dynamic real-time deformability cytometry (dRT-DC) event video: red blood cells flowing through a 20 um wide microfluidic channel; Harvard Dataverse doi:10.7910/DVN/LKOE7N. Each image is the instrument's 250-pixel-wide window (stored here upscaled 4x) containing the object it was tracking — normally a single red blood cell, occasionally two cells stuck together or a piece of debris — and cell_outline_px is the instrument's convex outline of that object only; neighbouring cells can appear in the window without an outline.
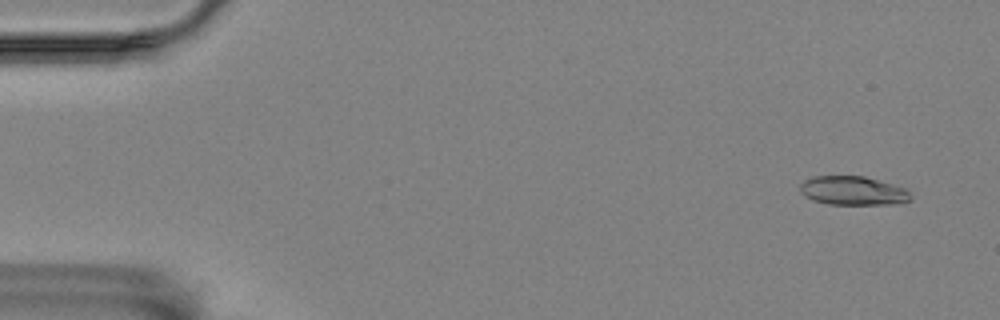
{"species": "Egyptian fruit bat (a non-hibernating species)", "species_latin": "Rousettus aegyptiacus", "temperature_condition": "room temperature", "stored_images_in_passage": 56, "camera_frame_rate_fps": 3000, "um_per_image_px": 0.085, "animal": {"sex": "female"}, "frame": {"image": 1, "passage_image": 3, "time_ms": 0.667, "image_size_px": [1000, 320], "cell_outline_px": [[912, 196], [908, 200], [888, 204], [828, 204], [812, 200], [804, 196], [800, 192], [800, 184], [804, 180], [812, 176], [864, 176], [908, 188]], "centroid_in_image_um": [72.48, 16.2], "position_along_channel_um": 12.5, "area_um2": 18.67}}
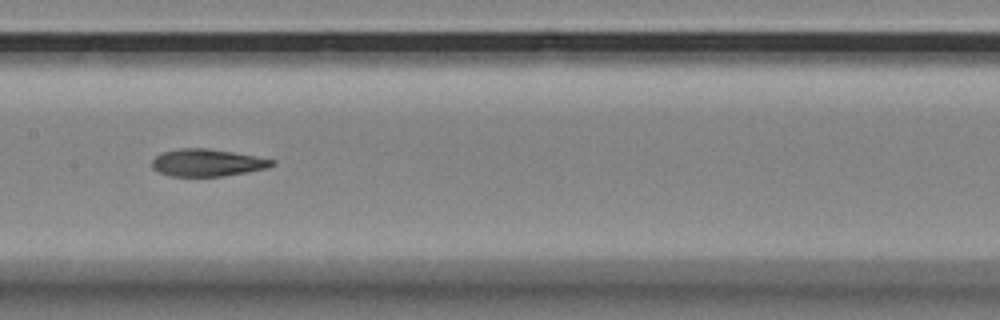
{"frame": {"image": 2, "passage_image": 28, "time_ms": 9.0, "image_size_px": [1000, 320], "cell_outline_px": [[276, 164], [268, 168], [248, 172], [220, 176], [168, 176], [152, 168], [152, 160], [160, 152], [176, 148], [208, 148], [256, 156], [276, 160]], "centroid_in_image_um": [17.61, 13.82], "position_along_channel_um": 189.8, "area_um2": 19.25}}
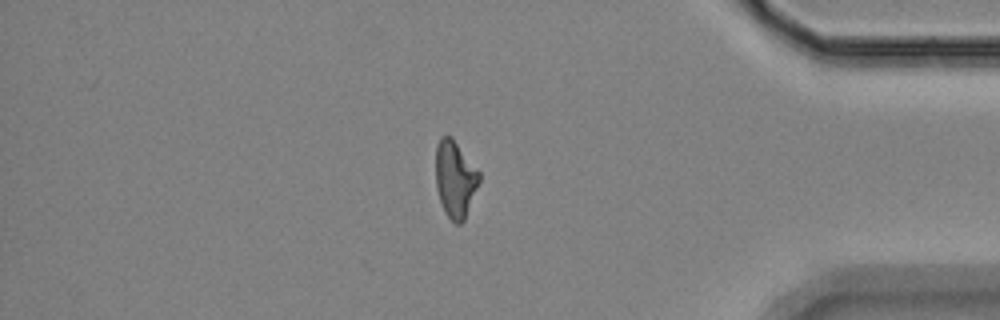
{"frame": {"image": 3, "passage_image": 48, "time_ms": 15.667, "image_size_px": [1000, 320], "cell_outline_px": [[480, 180], [464, 220], [460, 224], [456, 224], [444, 212], [436, 188], [436, 144], [440, 136], [452, 136], [480, 172]], "centroid_in_image_um": [38.68, 15.19], "position_along_channel_um": 396.5, "area_um2": 19.48}, "authors_computed_cell_mechanics": {"area_um2": 19.652, "velocity_mm_per_s": 3.5234, "shape_relaxation_time_tau1_ms": 5.5135, "shape_relaxation_time_tau2_ms": 3.0153, "deformation_change_tau1": 0.1682, "deformation_change_tau2": 0.1135}}